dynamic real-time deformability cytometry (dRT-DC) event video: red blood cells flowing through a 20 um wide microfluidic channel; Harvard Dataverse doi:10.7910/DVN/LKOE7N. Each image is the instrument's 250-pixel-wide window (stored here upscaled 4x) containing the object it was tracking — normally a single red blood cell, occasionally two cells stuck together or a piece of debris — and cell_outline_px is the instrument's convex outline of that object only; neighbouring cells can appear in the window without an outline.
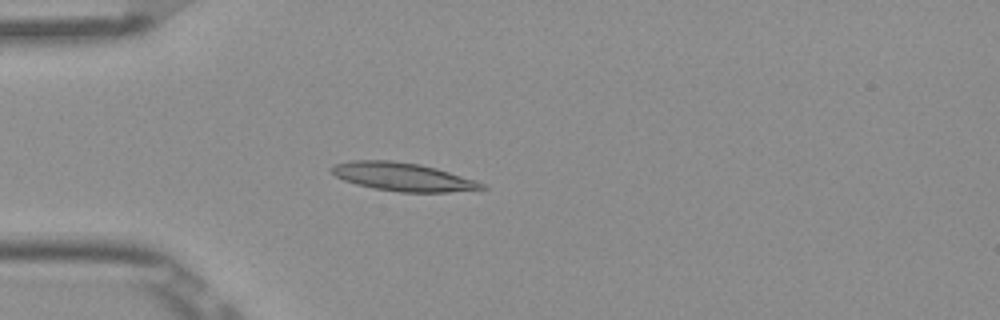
{"species": "Egyptian fruit bat (a non-hibernating species)", "species_latin": "Rousettus aegyptiacus", "temperature_condition": "room temperature", "stored_images_in_passage": 39, "camera_frame_rate_fps": 3000, "um_per_image_px": 0.085, "frame": {"image": 1, "passage_image": 1, "time_ms": 0.0, "image_size_px": [1000, 320], "cell_outline_px": [[488, 188], [448, 192], [400, 192], [376, 188], [356, 184], [344, 180], [336, 176], [332, 172], [332, 168], [336, 164], [352, 160], [392, 160], [420, 164], [436, 168], [476, 180], [484, 184]], "centroid_in_image_um": [34.26, 15.02], "position_along_channel_um": 50.7, "area_um2": 24.51}}
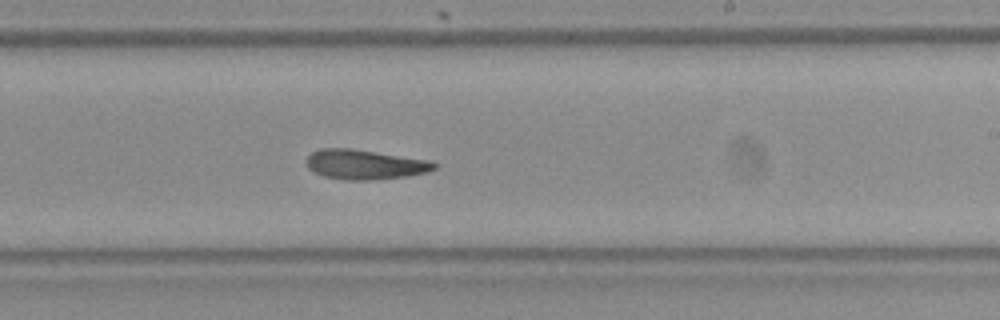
{"frame": {"image": 2, "passage_image": 18, "time_ms": 5.667, "image_size_px": [1000, 320], "cell_outline_px": [[436, 168], [428, 172], [404, 176], [372, 180], [348, 180], [324, 176], [308, 168], [308, 156], [312, 152], [320, 148], [352, 148], [432, 160], [436, 164]], "centroid_in_image_um": [31.05, 13.97], "position_along_channel_um": 258.0, "area_um2": 22.08}}
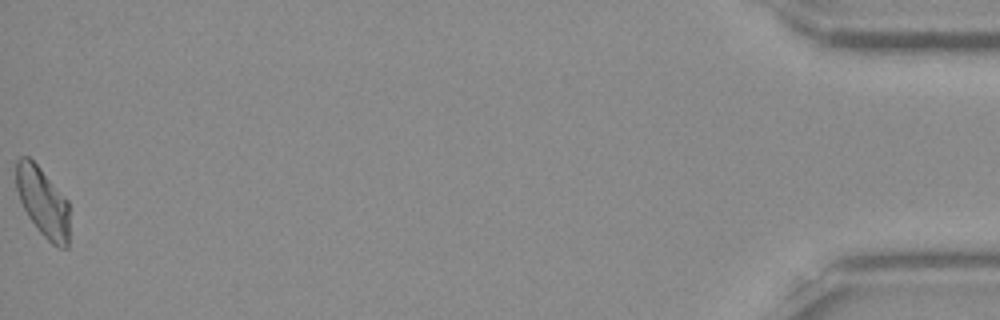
{"frame": {"image": 3, "passage_image": 39, "time_ms": 12.667, "image_size_px": [1000, 320], "cell_outline_px": [[68, 248], [56, 248], [40, 232], [28, 216], [20, 200], [16, 188], [16, 160], [20, 156], [28, 156], [40, 168], [68, 200]], "centroid_in_image_um": [3.63, 17.17], "position_along_channel_um": 431.6, "area_um2": 21.44}, "authors_computed_cell_mechanics": {"area_um2": 21.8484, "velocity_mm_per_s": 3.8759, "shape_relaxation_time_tau1_ms": null, "shape_relaxation_time_tau2_ms": 2.7172, "deformation_change_tau1": null, "deformation_change_tau2": 0.1164}}